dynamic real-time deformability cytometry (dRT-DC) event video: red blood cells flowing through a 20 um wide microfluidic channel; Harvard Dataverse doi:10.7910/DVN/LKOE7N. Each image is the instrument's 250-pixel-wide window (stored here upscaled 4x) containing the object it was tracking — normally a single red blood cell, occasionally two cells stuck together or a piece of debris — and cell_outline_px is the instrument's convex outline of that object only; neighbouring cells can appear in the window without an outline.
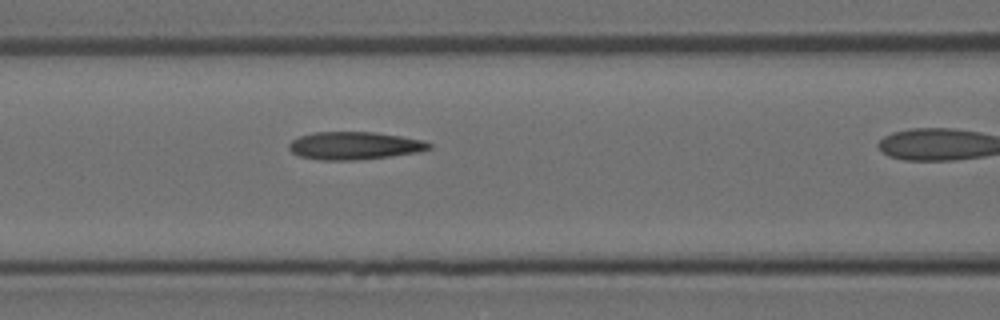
{"species": "Egyptian fruit bat (a non-hibernating species)", "species_latin": "Rousettus aegyptiacus", "temperature_condition": "room temperature", "stored_images_in_passage": 14, "camera_frame_rate_fps": 3000, "um_per_image_px": 0.085, "animal": {"sex": "female"}, "frame": {"image": 1, "passage_image": 7, "time_ms": 2.0, "image_size_px": [1000, 320], "cell_outline_px": [[432, 148], [420, 152], [356, 160], [320, 160], [300, 156], [292, 152], [288, 148], [288, 144], [292, 140], [300, 136], [312, 132], [372, 132], [400, 136], [424, 140], [432, 144]], "centroid_in_image_um": [30.13, 12.38], "position_along_channel_um": 136.5, "area_um2": 22.66}}
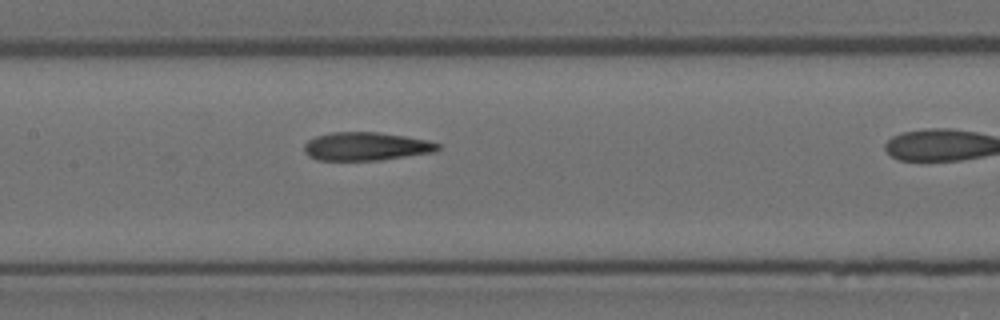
{"frame": {"image": 2, "passage_image": 10, "time_ms": 3.0, "image_size_px": [1000, 320], "cell_outline_px": [[440, 148], [436, 152], [380, 160], [316, 160], [308, 156], [304, 152], [304, 144], [308, 140], [316, 136], [332, 132], [376, 132], [404, 136], [428, 140], [440, 144]], "centroid_in_image_um": [31.11, 12.45], "position_along_channel_um": 176.3, "area_um2": 22.14}}